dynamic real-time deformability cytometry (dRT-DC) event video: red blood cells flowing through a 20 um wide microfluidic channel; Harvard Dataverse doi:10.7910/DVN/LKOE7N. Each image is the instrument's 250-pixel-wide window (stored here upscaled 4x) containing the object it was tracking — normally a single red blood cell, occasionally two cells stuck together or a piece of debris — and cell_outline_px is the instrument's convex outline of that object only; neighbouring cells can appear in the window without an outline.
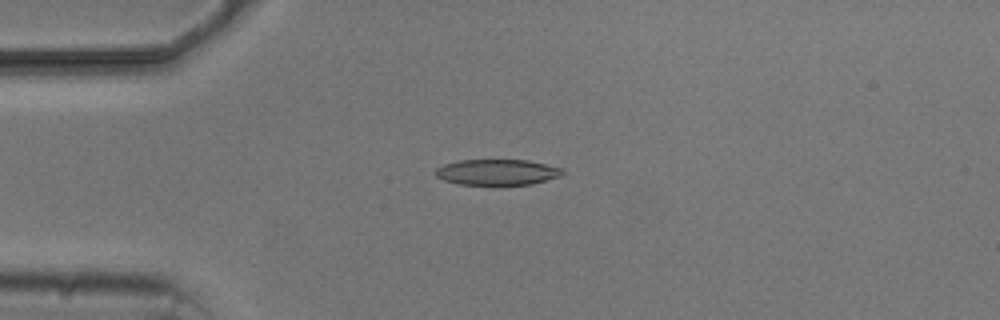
{"species": "common noctule bat (a hibernating species)", "species_latin": "Nyctalus noctula", "temperature_condition": "cold", "stored_images_in_passage": 7, "camera_frame_rate_fps": 3000, "um_per_image_px": 0.085, "animal": {"sex": "male", "body_mass_g": 20.5, "forearm_length_mm": 52.5}, "frame": {"image": 1, "passage_image": 3, "time_ms": 3.333, "image_size_px": [1000, 320], "cell_outline_px": [[564, 172], [560, 176], [532, 184], [460, 184], [444, 180], [436, 176], [436, 168], [444, 164], [460, 160], [528, 160], [564, 168]], "centroid_in_image_um": [42.29, 14.62], "position_along_channel_um": 42.7, "area_um2": 18.9}}
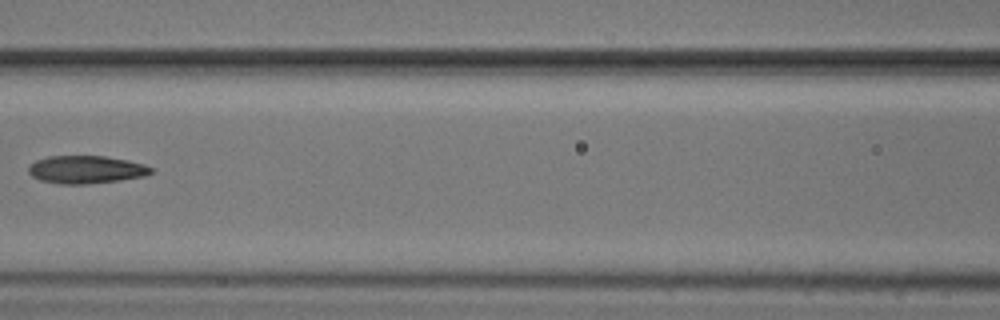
{"frame": {"image": 2, "passage_image": 6, "time_ms": 7.0, "image_size_px": [1000, 320], "cell_outline_px": [[152, 172], [144, 176], [120, 180], [84, 184], [60, 184], [40, 180], [32, 176], [28, 172], [28, 164], [36, 160], [48, 156], [104, 156], [128, 160], [144, 164], [152, 168]], "centroid_in_image_um": [7.28, 14.41], "position_along_channel_um": 159.3, "area_um2": 19.88}}
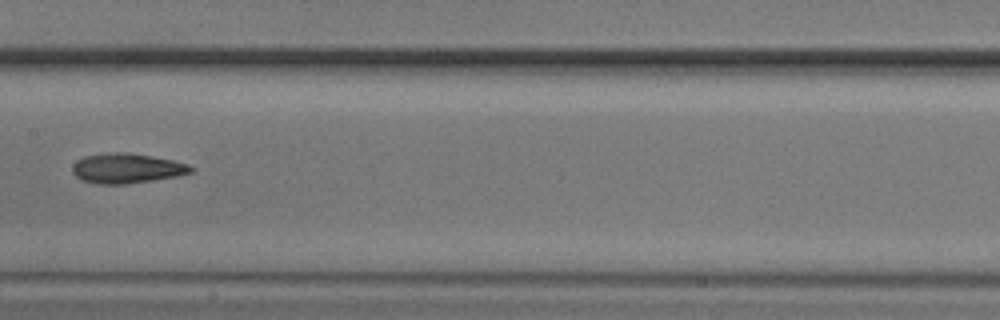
{"frame": {"image": 3, "passage_image": 7, "time_ms": 8.0, "image_size_px": [1000, 320], "cell_outline_px": [[192, 172], [176, 176], [128, 184], [100, 184], [80, 180], [72, 172], [72, 164], [76, 160], [84, 156], [112, 152], [128, 152], [152, 156], [172, 160], [188, 164], [192, 168]], "centroid_in_image_um": [10.72, 14.3], "position_along_channel_um": 196.7, "area_um2": 20.63}}